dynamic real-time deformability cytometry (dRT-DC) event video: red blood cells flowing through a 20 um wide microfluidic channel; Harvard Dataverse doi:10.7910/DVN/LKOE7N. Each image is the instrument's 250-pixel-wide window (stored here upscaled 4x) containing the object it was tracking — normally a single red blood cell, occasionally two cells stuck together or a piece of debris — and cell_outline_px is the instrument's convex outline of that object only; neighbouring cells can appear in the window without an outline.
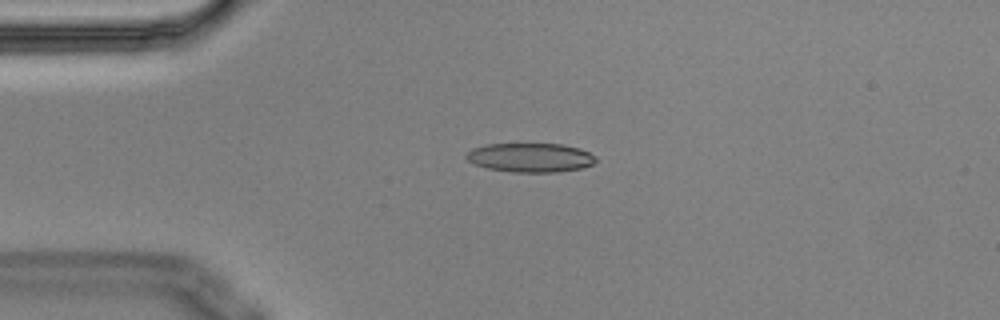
{"species": "Egyptian fruit bat (a non-hibernating species)", "species_latin": "Rousettus aegyptiacus", "temperature_condition": "cold", "stored_images_in_passage": 4, "camera_frame_rate_fps": 3000, "um_per_image_px": 0.085, "animal": {"sex": "male"}, "frame": {"image": 1, "passage_image": 2, "time_ms": 0.333, "image_size_px": [1000, 320], "cell_outline_px": [[596, 160], [592, 164], [584, 168], [560, 172], [512, 172], [488, 168], [476, 164], [468, 160], [464, 156], [472, 148], [484, 144], [564, 144], [580, 148], [596, 156]], "centroid_in_image_um": [45.11, 13.39], "position_along_channel_um": 39.9, "area_um2": 22.08}}